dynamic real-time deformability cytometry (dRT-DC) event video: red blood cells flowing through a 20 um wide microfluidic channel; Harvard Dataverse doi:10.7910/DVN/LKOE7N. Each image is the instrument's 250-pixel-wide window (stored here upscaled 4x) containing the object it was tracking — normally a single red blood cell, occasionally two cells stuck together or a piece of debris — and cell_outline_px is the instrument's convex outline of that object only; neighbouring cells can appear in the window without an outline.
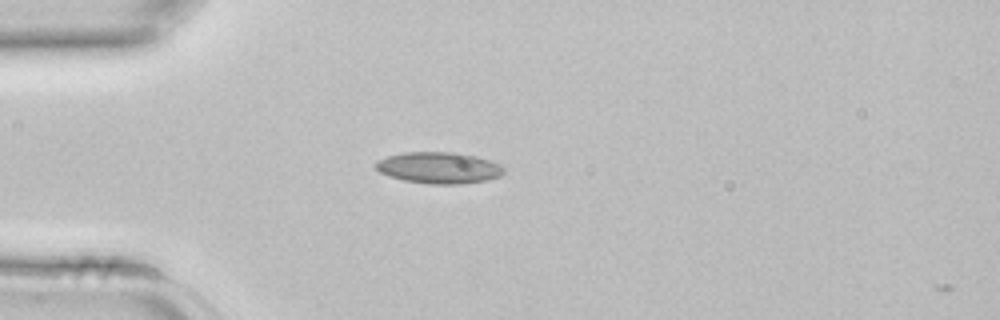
{"species": "common noctule bat (a hibernating species)", "species_latin": "Nyctalus noctula", "temperature_condition": "room temperature", "stored_images_in_passage": 33, "camera_frame_rate_fps": 3000, "um_per_image_px": 0.085, "animal": {"sex": "female", "body_mass_g": 22.7, "forearm_length_mm": 54.2}, "frame": {"image": 1, "passage_image": 1, "time_ms": 0.0, "image_size_px": [1000, 320], "cell_outline_px": [[504, 172], [500, 176], [488, 180], [460, 184], [428, 184], [404, 180], [388, 176], [380, 172], [376, 168], [376, 164], [380, 160], [388, 156], [404, 152], [452, 152], [476, 156], [500, 164], [504, 168]], "centroid_in_image_um": [37.33, 14.27], "position_along_channel_um": 47.7, "area_um2": 23.35}}